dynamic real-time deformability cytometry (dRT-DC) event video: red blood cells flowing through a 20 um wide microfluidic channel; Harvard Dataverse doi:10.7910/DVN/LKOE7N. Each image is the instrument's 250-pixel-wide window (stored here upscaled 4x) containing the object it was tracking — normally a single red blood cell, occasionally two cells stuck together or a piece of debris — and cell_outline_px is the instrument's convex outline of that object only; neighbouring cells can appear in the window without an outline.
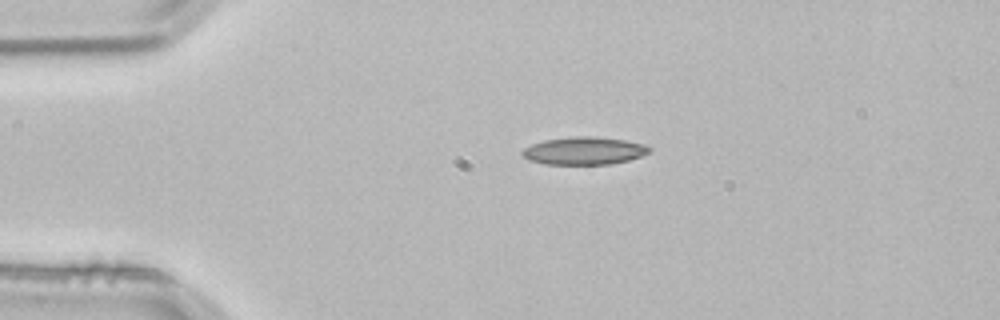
{"species": "common noctule bat (a hibernating species)", "species_latin": "Nyctalus noctula", "temperature_condition": "room temperature", "stored_images_in_passage": 2, "camera_frame_rate_fps": 3000, "um_per_image_px": 0.085, "animal": {"sex": "male", "body_mass_g": 21.5, "forearm_length_mm": 52.0}, "frame": {"image": 1, "passage_image": 1, "time_ms": 0.0, "image_size_px": [1000, 320], "cell_outline_px": [[652, 148], [648, 152], [640, 156], [628, 160], [612, 164], [544, 164], [528, 160], [520, 152], [524, 148], [532, 144], [544, 140], [576, 136], [592, 136], [624, 140], [644, 144]], "centroid_in_image_um": [49.63, 12.82], "position_along_channel_um": 35.4, "area_um2": 20.4}}